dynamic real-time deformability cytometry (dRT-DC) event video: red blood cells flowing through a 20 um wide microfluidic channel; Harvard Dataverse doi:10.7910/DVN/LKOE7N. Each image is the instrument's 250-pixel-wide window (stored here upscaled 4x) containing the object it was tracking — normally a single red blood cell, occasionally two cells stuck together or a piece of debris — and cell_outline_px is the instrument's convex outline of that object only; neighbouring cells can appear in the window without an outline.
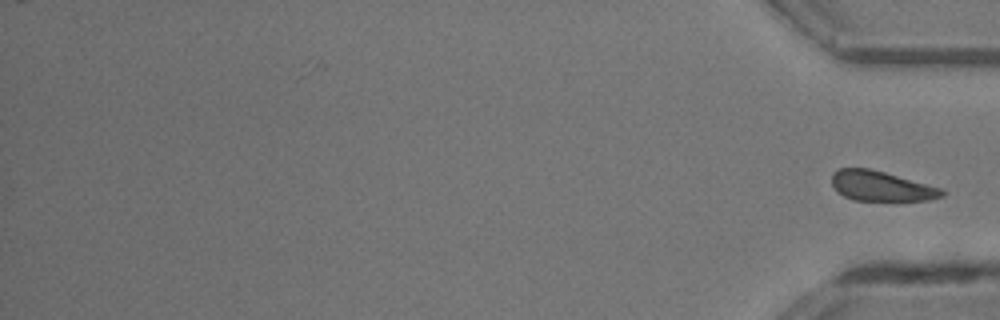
{"species": "common noctule bat (a hibernating species)", "species_latin": "Nyctalus noctula", "temperature_condition": "room temperature", "stored_images_in_passage": 34, "segment_of_instrument_passage": [2, 2], "camera_frame_rate_fps": 3000, "um_per_image_px": 0.085, "animal": {"sex": "male", "body_mass_g": 13.3}, "frame": {"image": 1, "passage_image": 34, "time_ms": 11.0, "image_size_px": [1000, 320], "cell_outline_px": [[944, 196], [932, 200], [852, 200], [836, 192], [832, 184], [832, 172], [840, 168], [868, 168], [884, 172], [944, 188]], "centroid_in_image_um": [74.91, 15.82], "position_along_channel_um": 360.3, "area_um2": 19.36}}